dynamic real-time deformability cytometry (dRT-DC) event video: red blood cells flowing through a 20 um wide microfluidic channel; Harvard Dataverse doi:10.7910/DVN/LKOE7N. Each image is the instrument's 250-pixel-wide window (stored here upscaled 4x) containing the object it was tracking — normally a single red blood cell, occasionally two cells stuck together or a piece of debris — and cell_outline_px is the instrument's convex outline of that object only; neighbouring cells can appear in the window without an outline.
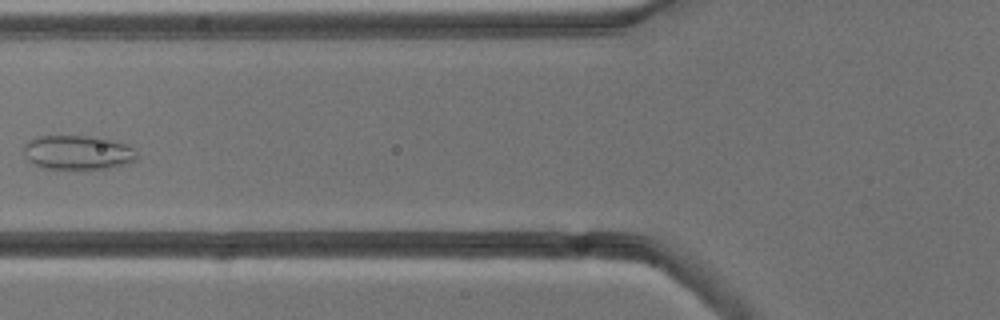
{"species": "common noctule bat (a hibernating species)", "species_latin": "Nyctalus noctula", "temperature_condition": "cold", "stored_images_in_passage": 6, "camera_frame_rate_fps": 3000, "um_per_image_px": 0.085, "animal": {"sex": "male", "body_mass_g": 13.3}, "frame": {"image": 1, "passage_image": 5, "time_ms": 4.667, "image_size_px": [1000, 320], "cell_outline_px": [[136, 160], [128, 164], [108, 168], [44, 168], [28, 160], [24, 156], [24, 144], [28, 140], [36, 136], [96, 136], [124, 144], [132, 148], [136, 152]], "centroid_in_image_um": [6.59, 12.95], "position_along_channel_um": 119.2, "area_um2": 22.43}}